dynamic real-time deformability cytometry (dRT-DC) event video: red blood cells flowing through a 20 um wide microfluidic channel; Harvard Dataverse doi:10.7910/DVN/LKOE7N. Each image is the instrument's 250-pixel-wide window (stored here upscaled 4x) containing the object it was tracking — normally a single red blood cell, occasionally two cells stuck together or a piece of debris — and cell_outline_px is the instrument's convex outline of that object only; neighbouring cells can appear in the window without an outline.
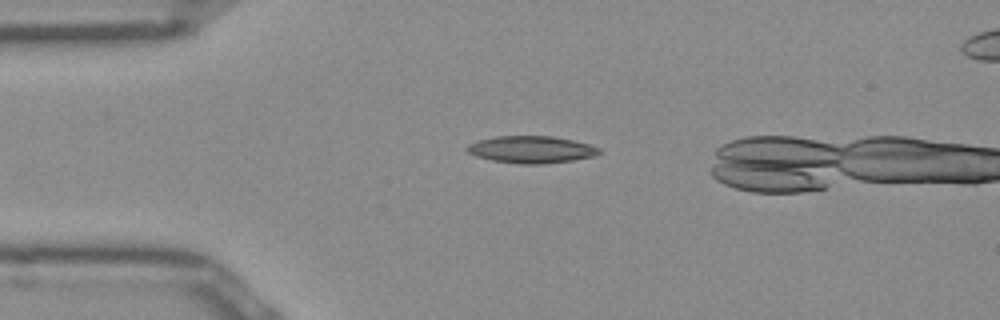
{"species": "Egyptian fruit bat (a non-hibernating species)", "species_latin": "Rousettus aegyptiacus", "temperature_condition": "room temperature", "stored_images_in_passage": 11, "camera_frame_rate_fps": 3000, "um_per_image_px": 0.085, "frame": {"image": 1, "passage_image": 8, "time_ms": 2.333, "image_size_px": [1000, 320], "cell_outline_px": [[600, 152], [592, 156], [572, 160], [544, 164], [520, 164], [492, 160], [476, 156], [468, 152], [464, 148], [468, 144], [480, 140], [496, 136], [552, 136], [572, 140], [588, 144], [600, 148]], "centroid_in_image_um": [45.12, 12.71], "position_along_channel_um": 39.9, "area_um2": 20.69}}